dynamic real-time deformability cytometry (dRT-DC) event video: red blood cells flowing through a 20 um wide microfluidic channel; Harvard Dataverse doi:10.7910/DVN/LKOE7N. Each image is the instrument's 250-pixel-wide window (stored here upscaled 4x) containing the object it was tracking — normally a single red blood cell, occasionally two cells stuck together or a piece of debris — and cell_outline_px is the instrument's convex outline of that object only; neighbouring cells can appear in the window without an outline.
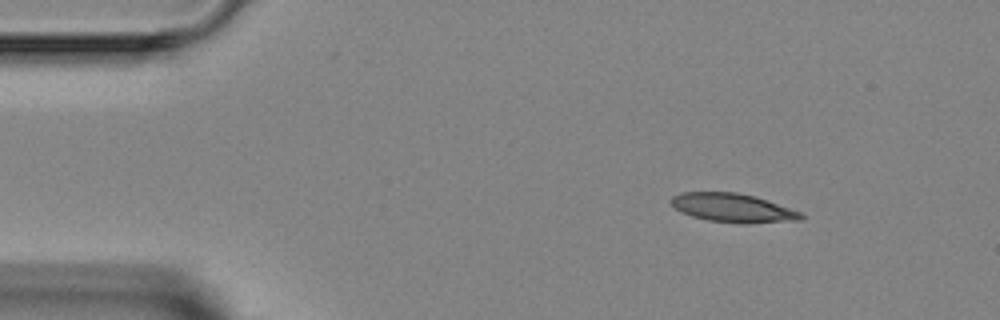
{"species": "Egyptian fruit bat (a non-hibernating species)", "species_latin": "Rousettus aegyptiacus", "temperature_condition": "room temperature", "stored_images_in_passage": 3, "segment_of_instrument_passage": [1, 2], "camera_frame_rate_fps": 3000, "um_per_image_px": 0.085, "animal": {"sex": "female"}, "frame": {"image": 1, "passage_image": 1, "time_ms": 0.0, "image_size_px": [1000, 320], "cell_outline_px": [[804, 216], [800, 220], [748, 224], [740, 224], [708, 220], [692, 216], [676, 208], [668, 200], [672, 196], [680, 192], [736, 192], [756, 196], [800, 212]], "centroid_in_image_um": [62.28, 17.67], "position_along_channel_um": 22.7, "area_um2": 21.79}}